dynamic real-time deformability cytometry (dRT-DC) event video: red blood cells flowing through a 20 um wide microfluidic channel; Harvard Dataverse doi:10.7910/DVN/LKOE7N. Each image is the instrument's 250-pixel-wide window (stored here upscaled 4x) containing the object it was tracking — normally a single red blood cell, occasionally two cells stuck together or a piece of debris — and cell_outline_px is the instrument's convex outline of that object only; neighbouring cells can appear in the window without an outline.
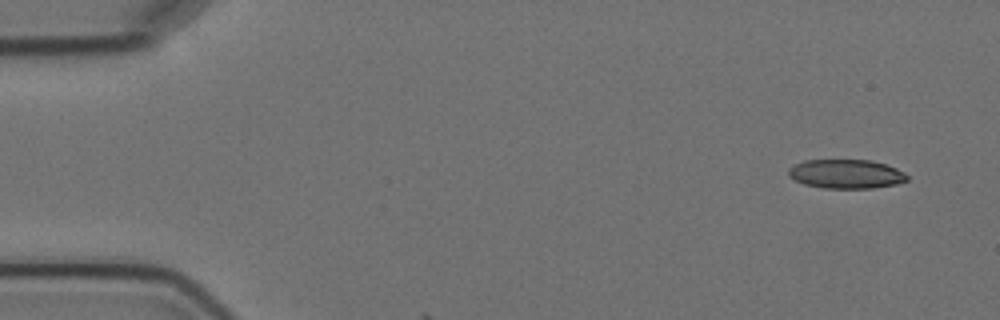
{"species": "Egyptian fruit bat (a non-hibernating species)", "species_latin": "Rousettus aegyptiacus", "temperature_condition": "cold", "stored_images_in_passage": 2, "camera_frame_rate_fps": 3000, "um_per_image_px": 0.085, "animal": {"sex": "female"}, "frame": {"image": 1, "passage_image": 1, "time_ms": 0.0, "image_size_px": [1000, 320], "cell_outline_px": [[908, 180], [896, 184], [872, 188], [824, 188], [804, 184], [788, 176], [788, 168], [804, 160], [872, 160], [896, 168], [904, 172], [908, 176]], "centroid_in_image_um": [71.92, 14.78], "position_along_channel_um": 13.1, "area_um2": 20.06}}